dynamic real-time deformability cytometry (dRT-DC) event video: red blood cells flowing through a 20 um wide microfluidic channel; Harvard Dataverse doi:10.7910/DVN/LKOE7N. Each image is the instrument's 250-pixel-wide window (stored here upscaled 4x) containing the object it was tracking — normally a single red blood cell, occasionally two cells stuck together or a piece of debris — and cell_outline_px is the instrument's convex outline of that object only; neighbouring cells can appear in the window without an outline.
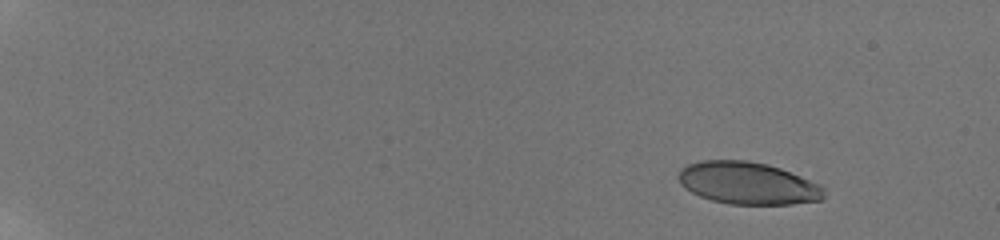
{"species": "human", "species_latin": "Homo sapiens", "temperature_condition": "room temperature", "stored_images_in_passage": 14, "camera_frame_rate_fps": 3000, "um_per_image_px": 0.085, "donor": {"sex": "male"}, "frame": {"image": 1, "passage_image": 9, "time_ms": 2.333, "image_size_px": [1000, 240], "cell_outline_px": [[824, 196], [820, 200], [792, 204], [728, 204], [712, 200], [700, 196], [684, 188], [680, 184], [680, 168], [688, 164], [700, 160], [748, 160], [768, 164], [780, 168], [820, 184], [824, 188]], "centroid_in_image_um": [63.56, 15.56], "position_along_channel_um": 21.4, "area_um2": 35.84}}